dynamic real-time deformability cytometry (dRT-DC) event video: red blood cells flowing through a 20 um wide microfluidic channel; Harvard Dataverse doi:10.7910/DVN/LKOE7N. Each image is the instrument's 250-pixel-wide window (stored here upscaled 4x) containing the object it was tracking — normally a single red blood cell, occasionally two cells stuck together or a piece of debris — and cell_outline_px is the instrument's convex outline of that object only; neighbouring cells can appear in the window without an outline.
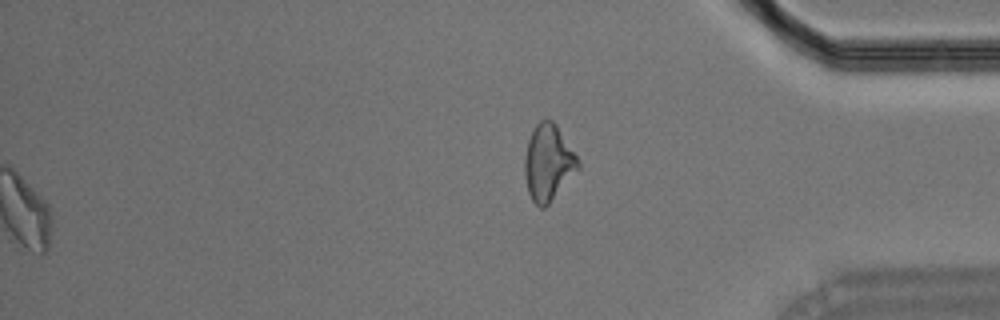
{"species": "Egyptian fruit bat (a non-hibernating species)", "species_latin": "Rousettus aegyptiacus", "temperature_condition": "room temperature", "stored_images_in_passage": 49, "segment_of_instrument_passage": [2, 2], "camera_frame_rate_fps": 3000, "um_per_image_px": 0.085, "animal": {"sex": "male"}, "frame": {"image": 1, "passage_image": 49, "time_ms": 16.0, "image_size_px": [1000, 320], "cell_outline_px": [[580, 168], [548, 204], [544, 208], [540, 208], [532, 200], [528, 192], [524, 176], [524, 156], [528, 140], [532, 128], [540, 120], [548, 116], [556, 124], [580, 160]], "centroid_in_image_um": [46.59, 13.79], "position_along_channel_um": 388.6, "area_um2": 24.04}}